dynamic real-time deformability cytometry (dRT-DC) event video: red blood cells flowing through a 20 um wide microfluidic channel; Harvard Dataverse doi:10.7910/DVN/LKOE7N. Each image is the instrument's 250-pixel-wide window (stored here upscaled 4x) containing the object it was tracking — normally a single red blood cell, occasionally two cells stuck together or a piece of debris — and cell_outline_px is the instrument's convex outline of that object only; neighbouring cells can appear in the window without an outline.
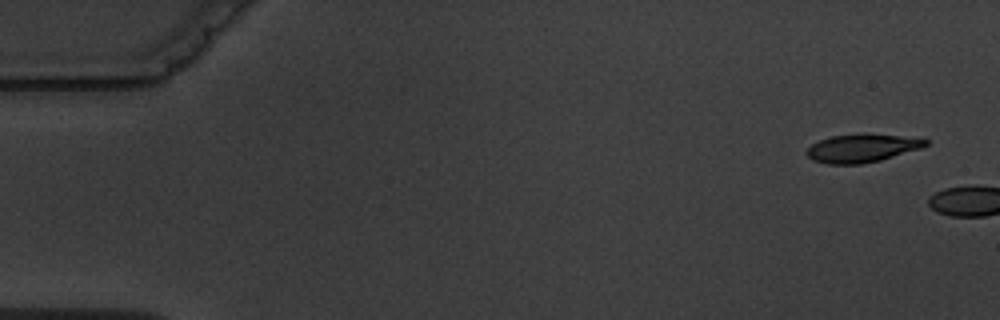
{"species": "common noctule bat (a hibernating species)", "species_latin": "Nyctalus noctula", "temperature_condition": "warm", "stored_images_in_passage": 2, "camera_frame_rate_fps": 3000, "um_per_image_px": 0.085, "animal": {"sex": "male", "body_mass_g": 19.5, "forearm_length_mm": 54.6}, "frame": {"image": 1, "passage_image": 1, "time_ms": 0.0, "image_size_px": [1000, 320], "cell_outline_px": [[928, 144], [920, 148], [880, 160], [860, 164], [828, 164], [812, 160], [804, 152], [812, 144], [820, 140], [832, 136], [864, 132], [924, 136], [928, 140]], "centroid_in_image_um": [73.35, 12.55], "position_along_channel_um": 11.7, "area_um2": 20.23}}